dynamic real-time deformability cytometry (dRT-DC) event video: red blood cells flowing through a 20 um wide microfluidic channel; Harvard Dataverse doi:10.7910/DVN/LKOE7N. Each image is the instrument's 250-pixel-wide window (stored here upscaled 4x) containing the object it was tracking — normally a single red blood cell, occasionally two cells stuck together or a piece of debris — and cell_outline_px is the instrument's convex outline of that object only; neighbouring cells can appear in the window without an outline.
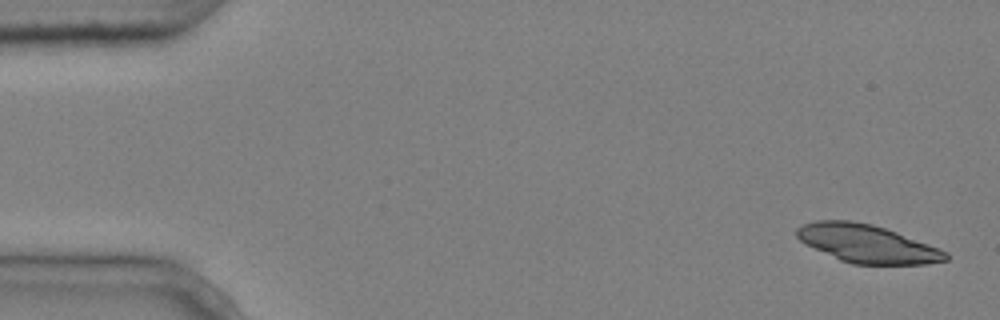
{"species": "common noctule bat (a hibernating species)", "species_latin": "Nyctalus noctula", "temperature_condition": "cold", "stored_images_in_passage": 9, "camera_frame_rate_fps": 3000, "um_per_image_px": 0.085, "animal": {"sex": "male", "body_mass_g": 20.4}, "frame": {"image": 1, "passage_image": 1, "time_ms": 0.0, "image_size_px": [1000, 320], "cell_outline_px": [[948, 260], [924, 264], [852, 264], [840, 260], [800, 240], [796, 236], [796, 228], [804, 224], [816, 220], [852, 220], [872, 224], [896, 232], [940, 248], [948, 252]], "centroid_in_image_um": [73.73, 20.71], "position_along_channel_um": 11.3, "area_um2": 32.71}}
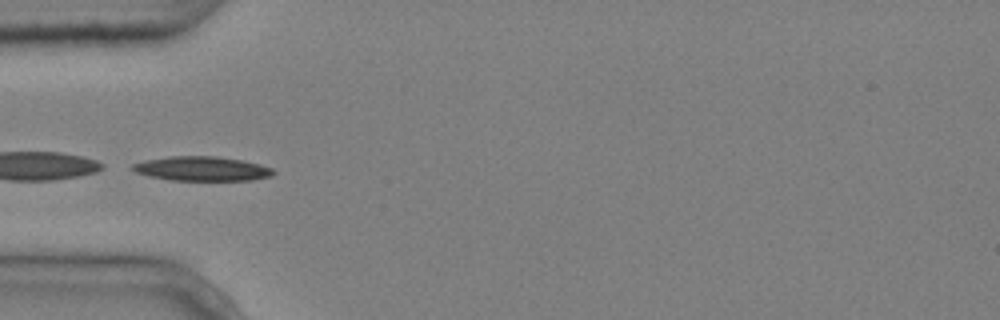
{"frame": {"image": 2, "passage_image": 4, "time_ms": 1.0, "image_size_px": [1000, 320], "cell_outline_px": [[276, 172], [272, 176], [252, 180], [172, 180], [148, 176], [136, 172], [128, 168], [132, 164], [144, 160], [168, 156], [216, 156], [240, 160], [260, 164], [272, 168]], "centroid_in_image_um": [17.13, 14.33], "position_along_channel_um": 67.9, "area_um2": 20.11}}
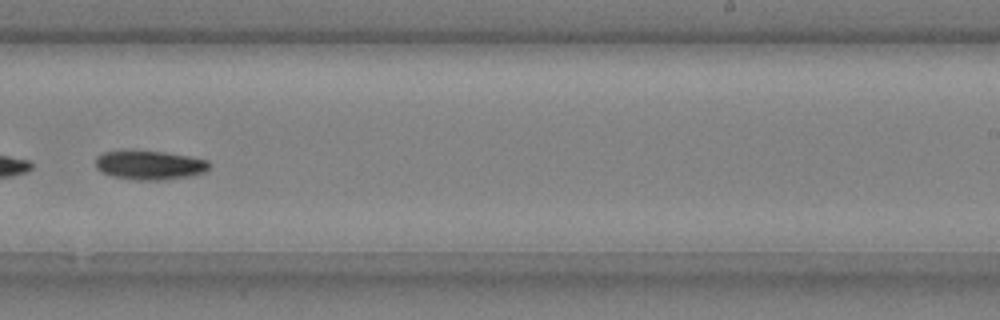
{"frame": {"image": 3, "passage_image": 9, "time_ms": 2.667, "image_size_px": [1000, 320], "cell_outline_px": [[212, 164], [204, 172], [192, 176], [164, 180], [136, 180], [112, 176], [96, 168], [96, 156], [104, 152], [164, 152], [188, 156], [208, 160]], "centroid_in_image_um": [12.77, 14.06], "position_along_channel_um": 276.2, "area_um2": 18.96}}